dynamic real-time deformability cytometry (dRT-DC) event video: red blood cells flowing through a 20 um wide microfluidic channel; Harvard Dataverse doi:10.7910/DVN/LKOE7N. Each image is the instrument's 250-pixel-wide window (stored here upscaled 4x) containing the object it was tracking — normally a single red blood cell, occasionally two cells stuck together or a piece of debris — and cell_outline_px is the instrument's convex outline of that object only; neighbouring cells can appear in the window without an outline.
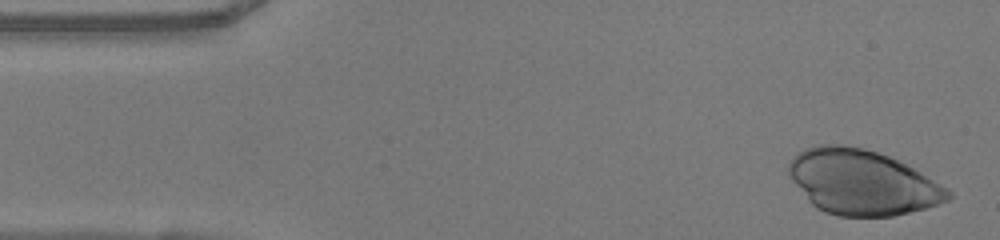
{"species": "human", "species_latin": "Homo sapiens", "temperature_condition": "warm", "stored_images_in_passage": 39, "camera_frame_rate_fps": 3000, "um_per_image_px": 0.085, "donor": {"sex": "female"}, "frame": {"image": 1, "passage_image": 2, "time_ms": 0.333, "image_size_px": [1000, 240], "cell_outline_px": [[952, 196], [948, 200], [924, 208], [892, 216], [840, 216], [824, 212], [816, 208], [808, 200], [792, 180], [788, 172], [788, 164], [792, 156], [804, 148], [820, 144], [844, 144], [864, 148], [888, 156], [920, 172], [948, 188], [952, 192]], "centroid_in_image_um": [73.24, 15.48], "position_along_channel_um": 11.8, "area_um2": 60.05}}